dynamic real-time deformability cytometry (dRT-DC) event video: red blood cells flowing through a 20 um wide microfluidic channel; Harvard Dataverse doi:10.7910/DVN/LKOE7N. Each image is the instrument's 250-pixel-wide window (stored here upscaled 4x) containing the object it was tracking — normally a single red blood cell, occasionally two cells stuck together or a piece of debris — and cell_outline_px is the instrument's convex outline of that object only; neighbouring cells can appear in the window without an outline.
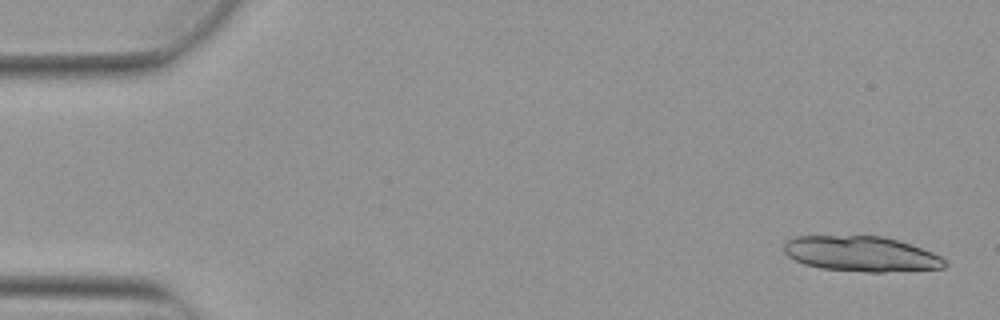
{"species": "Egyptian fruit bat (a non-hibernating species)", "species_latin": "Rousettus aegyptiacus", "temperature_condition": "warm", "stored_images_in_passage": 5, "camera_frame_rate_fps": 3000, "um_per_image_px": 0.085, "animal": {"sex": "female"}, "frame": {"image": 1, "passage_image": 1, "time_ms": 0.0, "image_size_px": [1000, 320], "cell_outline_px": [[948, 264], [944, 268], [884, 272], [868, 272], [820, 268], [804, 264], [788, 256], [784, 252], [784, 240], [796, 236], [884, 236], [932, 252], [948, 260]], "centroid_in_image_um": [73.19, 21.58], "position_along_channel_um": 11.8, "area_um2": 33.06}}